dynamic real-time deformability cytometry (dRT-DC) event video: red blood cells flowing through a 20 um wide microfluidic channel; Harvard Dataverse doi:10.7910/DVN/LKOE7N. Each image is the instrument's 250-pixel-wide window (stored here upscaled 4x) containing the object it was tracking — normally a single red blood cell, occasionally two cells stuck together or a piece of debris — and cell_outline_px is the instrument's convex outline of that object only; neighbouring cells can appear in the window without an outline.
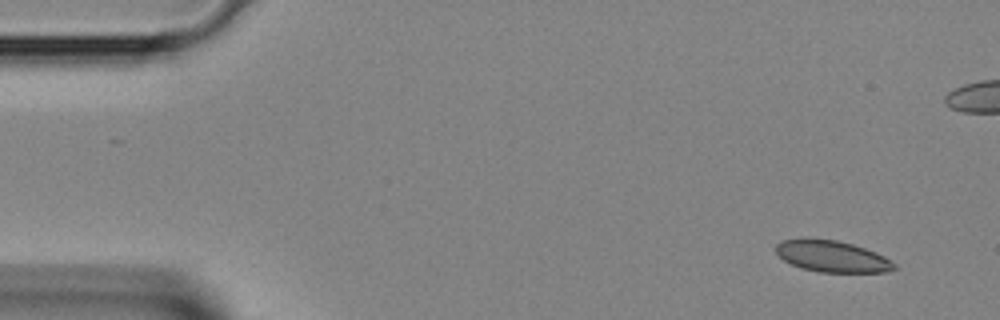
{"species": "Egyptian fruit bat (a non-hibernating species)", "species_latin": "Rousettus aegyptiacus", "temperature_condition": "room temperature", "stored_images_in_passage": 4, "camera_frame_rate_fps": 3000, "um_per_image_px": 0.085, "animal": {"sex": "female"}, "frame": {"image": 1, "passage_image": 1, "time_ms": 0.0, "image_size_px": [1000, 320], "cell_outline_px": [[896, 268], [888, 272], [820, 272], [800, 268], [784, 260], [776, 252], [776, 244], [780, 240], [804, 236], [836, 240], [852, 244], [876, 252], [884, 256], [896, 264]], "centroid_in_image_um": [70.68, 21.76], "position_along_channel_um": 14.3, "area_um2": 22.08}}